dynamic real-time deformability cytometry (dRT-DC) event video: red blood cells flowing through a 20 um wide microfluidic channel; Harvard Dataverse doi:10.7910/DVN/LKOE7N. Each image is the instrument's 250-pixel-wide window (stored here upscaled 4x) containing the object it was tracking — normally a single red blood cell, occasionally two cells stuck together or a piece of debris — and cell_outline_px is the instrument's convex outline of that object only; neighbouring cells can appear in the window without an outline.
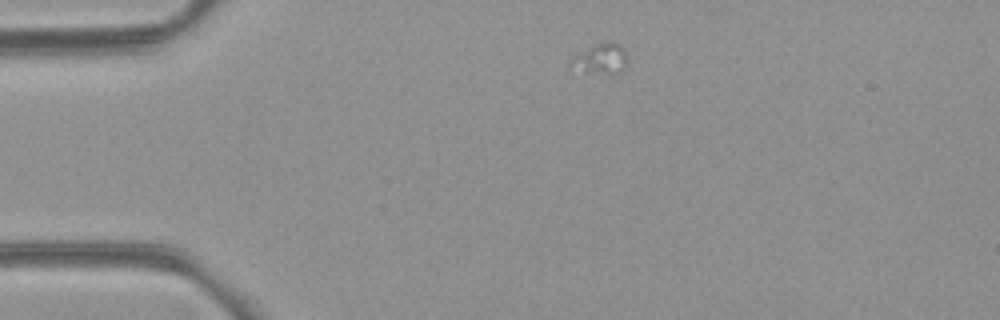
{"species": "common noctule bat (a hibernating species)", "species_latin": "Nyctalus noctula", "temperature_condition": "room temperature", "stored_images_in_passage": 3, "camera_frame_rate_fps": 3000, "um_per_image_px": 0.085, "animal": {"sex": "female", "body_mass_g": 21.9}, "frame": {"image": 1, "passage_image": 1, "time_ms": 0.0, "image_size_px": [1000, 320], "cell_outline_px": [[628, 68], [612, 76], [588, 72], [568, 64], [568, 60], [572, 56], [592, 44], [604, 40], [612, 40], [620, 44], [624, 48], [628, 60]], "centroid_in_image_um": [51.12, 4.97], "position_along_channel_um": 33.9, "area_um2": 10.81}}